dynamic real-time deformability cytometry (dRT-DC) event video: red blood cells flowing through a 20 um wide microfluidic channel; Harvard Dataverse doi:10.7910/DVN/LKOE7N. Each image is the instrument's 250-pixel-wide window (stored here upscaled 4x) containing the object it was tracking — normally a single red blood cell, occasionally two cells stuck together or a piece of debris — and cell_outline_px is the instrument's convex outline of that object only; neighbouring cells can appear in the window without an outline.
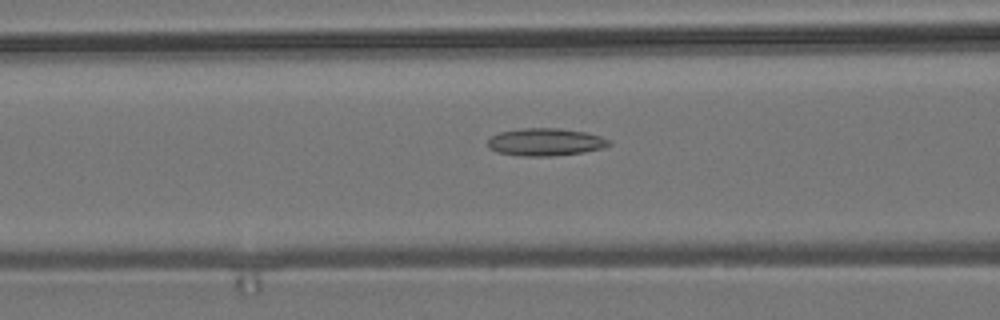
{"species": "common noctule bat (a hibernating species)", "species_latin": "Nyctalus noctula", "temperature_condition": "room temperature", "stored_images_in_passage": 46, "camera_frame_rate_fps": 3000, "um_per_image_px": 0.085, "animal": {"sex": "male", "body_mass_g": 19.2, "forearm_length_mm": 51.8}, "frame": {"image": 1, "passage_image": 14, "time_ms": 4.333, "image_size_px": [1000, 320], "cell_outline_px": [[612, 144], [604, 148], [584, 152], [552, 156], [520, 156], [496, 152], [488, 148], [488, 140], [492, 136], [500, 132], [524, 128], [560, 128], [584, 132], [600, 136], [612, 140]], "centroid_in_image_um": [46.38, 12.08], "position_along_channel_um": 120.2, "area_um2": 19.59}}
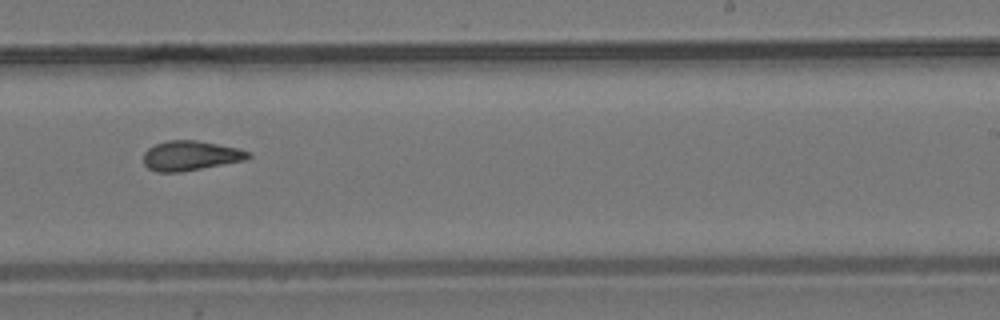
{"frame": {"image": 2, "passage_image": 26, "time_ms": 8.333, "image_size_px": [1000, 320], "cell_outline_px": [[252, 156], [248, 160], [180, 172], [156, 172], [148, 168], [144, 164], [144, 152], [148, 148], [156, 144], [168, 140], [196, 140], [236, 148], [252, 152]], "centroid_in_image_um": [16.22, 13.24], "position_along_channel_um": 272.8, "area_um2": 18.21}}
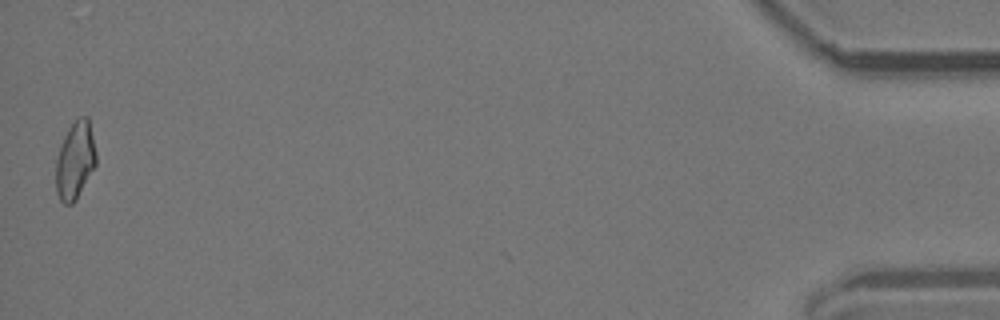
{"frame": {"image": 3, "passage_image": 46, "time_ms": 15.0, "image_size_px": [1000, 320], "cell_outline_px": [[96, 164], [76, 200], [72, 204], [64, 204], [60, 200], [56, 192], [56, 160], [60, 144], [68, 128], [80, 116], [88, 116], [96, 152]], "centroid_in_image_um": [6.38, 13.64], "position_along_channel_um": 428.8, "area_um2": 18.15}, "authors_computed_cell_mechanics": {"area_um2": 18.2359, "velocity_mm_per_s": 3.8128, "shape_relaxation_time_tau1_ms": null, "shape_relaxation_time_tau2_ms": 3.9014, "deformation_change_tau1": null, "deformation_change_tau2": 0.1368}}